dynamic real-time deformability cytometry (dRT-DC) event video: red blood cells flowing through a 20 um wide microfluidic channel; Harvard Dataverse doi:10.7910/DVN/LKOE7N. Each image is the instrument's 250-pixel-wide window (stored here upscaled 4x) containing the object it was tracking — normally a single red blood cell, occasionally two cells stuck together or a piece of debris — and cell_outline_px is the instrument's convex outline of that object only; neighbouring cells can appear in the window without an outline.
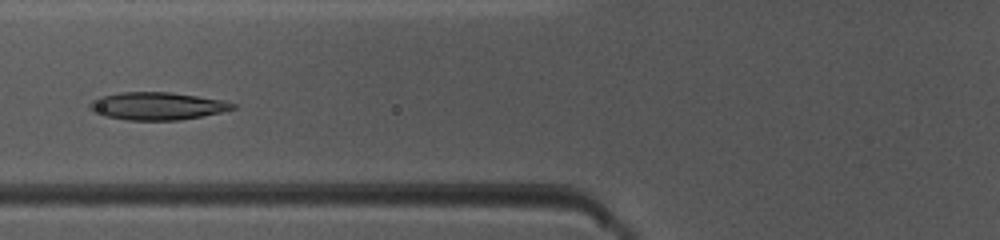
{"species": "common noctule bat (a hibernating species)", "species_latin": "Nyctalus noctula", "temperature_condition": "warm", "stored_images_in_passage": 37, "camera_frame_rate_fps": 3000, "um_per_image_px": 0.085, "animal": {"sex": "female", "body_mass_g": 10.0, "forearm_length_mm": 53.1}, "frame": {"image": 1, "passage_image": 8, "time_ms": 2.333, "image_size_px": [1000, 240], "cell_outline_px": [[236, 108], [220, 112], [180, 120], [128, 120], [104, 116], [92, 112], [88, 108], [88, 104], [92, 100], [100, 96], [120, 92], [168, 92], [224, 100], [236, 104]], "centroid_in_image_um": [13.3, 9.01], "position_along_channel_um": 112.5, "area_um2": 23.06}}
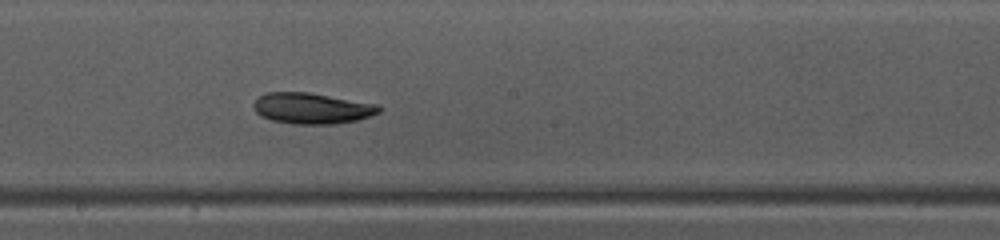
{"frame": {"image": 2, "passage_image": 16, "time_ms": 5.0, "image_size_px": [1000, 240], "cell_outline_px": [[384, 108], [380, 112], [356, 120], [336, 124], [292, 124], [272, 120], [260, 116], [252, 108], [252, 104], [260, 96], [268, 92], [308, 92], [376, 104]], "centroid_in_image_um": [26.49, 9.21], "position_along_channel_um": 221.7, "area_um2": 22.6}}
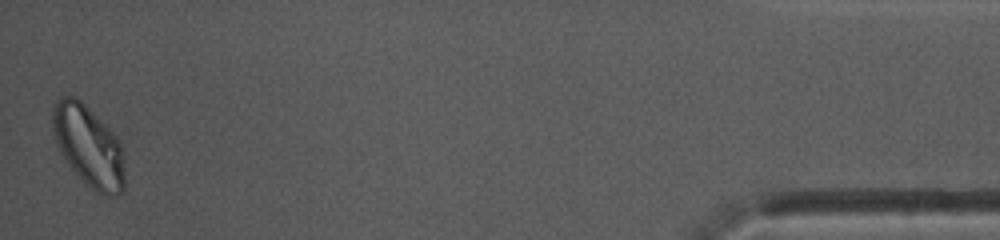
{"frame": {"image": 3, "passage_image": 37, "time_ms": 12.0, "image_size_px": [1000, 240], "cell_outline_px": [[124, 188], [116, 196], [104, 196], [96, 192], [84, 184], [80, 180], [68, 164], [60, 152], [56, 144], [52, 132], [52, 104], [60, 96], [76, 96], [120, 140], [124, 156]], "centroid_in_image_um": [7.51, 12.44], "position_along_channel_um": 427.7, "area_um2": 34.51}, "authors_computed_cell_mechanics": {"area_um2": 23.0622, "velocity_mm_per_s": 4.0954, "shape_relaxation_time_tau1_ms": 3.9789, "shape_relaxation_time_tau2_ms": null, "deformation_change_tau1": 0.1077, "deformation_change_tau2": null}}